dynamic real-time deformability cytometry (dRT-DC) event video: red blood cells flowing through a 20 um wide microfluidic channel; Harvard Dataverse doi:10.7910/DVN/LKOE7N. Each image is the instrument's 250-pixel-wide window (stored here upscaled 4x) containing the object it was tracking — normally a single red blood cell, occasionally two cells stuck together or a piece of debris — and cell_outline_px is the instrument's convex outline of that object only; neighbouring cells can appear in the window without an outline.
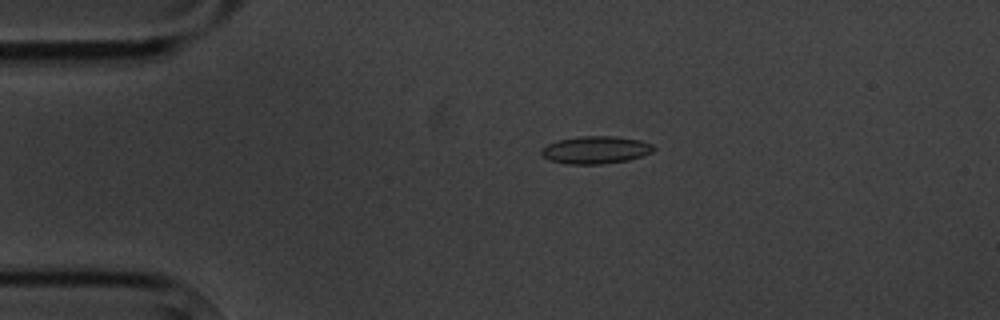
{"species": "common noctule bat (a hibernating species)", "species_latin": "Nyctalus noctula", "temperature_condition": "cold", "stored_images_in_passage": 4, "camera_frame_rate_fps": 3000, "um_per_image_px": 0.085, "animal": {"sex": "male", "body_mass_g": 20.1, "forearm_length_mm": 53.5}, "frame": {"image": 1, "passage_image": 1, "time_ms": 0.0, "image_size_px": [1000, 320], "cell_outline_px": [[656, 148], [652, 152], [628, 160], [604, 164], [564, 164], [548, 160], [540, 152], [540, 148], [548, 144], [560, 140], [580, 136], [612, 136], [640, 140], [652, 144]], "centroid_in_image_um": [50.61, 12.75], "position_along_channel_um": 34.4, "area_um2": 18.03}}
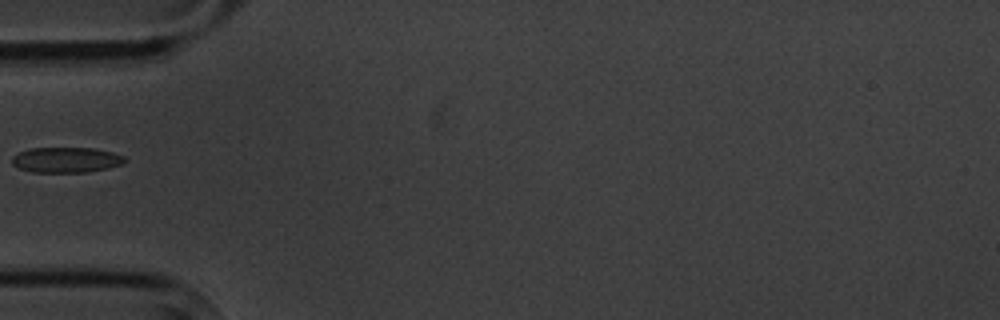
{"frame": {"image": 2, "passage_image": 3, "time_ms": 2.333, "image_size_px": [1000, 320], "cell_outline_px": [[128, 160], [124, 164], [108, 168], [84, 172], [32, 172], [20, 168], [12, 164], [12, 156], [20, 152], [32, 148], [92, 148], [112, 152], [124, 156]], "centroid_in_image_um": [5.66, 13.59], "position_along_channel_um": 79.3, "area_um2": 16.65}}
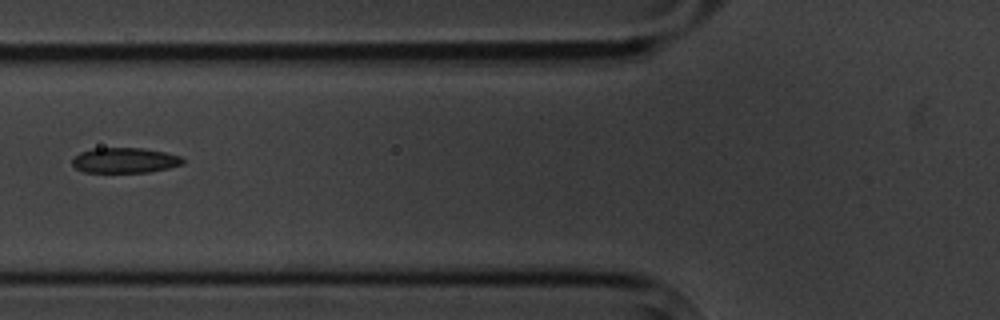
{"frame": {"image": 3, "passage_image": 4, "time_ms": 3.333, "image_size_px": [1000, 320], "cell_outline_px": [[184, 164], [168, 168], [148, 172], [84, 172], [76, 168], [72, 164], [72, 160], [80, 152], [92, 148], [144, 148], [164, 152], [180, 156], [184, 160]], "centroid_in_image_um": [10.61, 13.62], "position_along_channel_um": 115.2, "area_um2": 16.24}}